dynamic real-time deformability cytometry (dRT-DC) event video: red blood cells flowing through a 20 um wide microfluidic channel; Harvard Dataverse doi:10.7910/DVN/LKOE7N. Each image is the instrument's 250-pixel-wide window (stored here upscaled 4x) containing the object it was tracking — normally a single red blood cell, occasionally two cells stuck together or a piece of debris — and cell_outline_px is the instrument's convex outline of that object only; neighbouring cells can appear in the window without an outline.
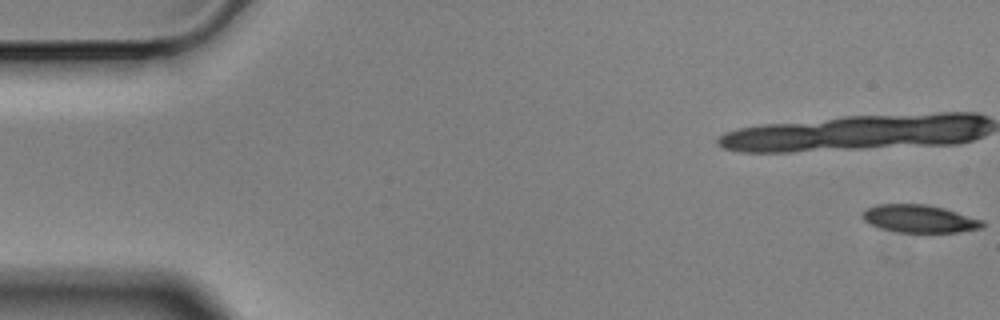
{"species": "Egyptian fruit bat (a non-hibernating species)", "species_latin": "Rousettus aegyptiacus", "temperature_condition": "cold", "stored_images_in_passage": 19, "camera_frame_rate_fps": 3000, "um_per_image_px": 0.085, "animal": {"sex": "male"}, "frame": {"image": 1, "passage_image": 1, "time_ms": 0.0, "image_size_px": [1000, 320], "cell_outline_px": [[984, 228], [960, 232], [896, 232], [880, 228], [868, 224], [860, 216], [868, 208], [876, 204], [924, 204], [944, 208], [984, 220]], "centroid_in_image_um": [78.16, 18.6], "position_along_channel_um": 6.8, "area_um2": 19.54}}